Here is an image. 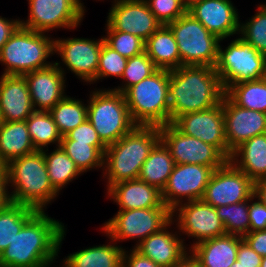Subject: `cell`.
<instances>
[{"instance_id":"ffe728a7","label":"cell","mask_w":266,"mask_h":267,"mask_svg":"<svg viewBox=\"0 0 266 267\" xmlns=\"http://www.w3.org/2000/svg\"><path fill=\"white\" fill-rule=\"evenodd\" d=\"M187 13L221 41L239 33L240 17L231 0L193 1L187 5Z\"/></svg>"},{"instance_id":"30bf717a","label":"cell","mask_w":266,"mask_h":267,"mask_svg":"<svg viewBox=\"0 0 266 267\" xmlns=\"http://www.w3.org/2000/svg\"><path fill=\"white\" fill-rule=\"evenodd\" d=\"M117 212L113 218L103 224V232L113 241L122 242L138 238L133 248L153 233L160 231L172 220L171 209L165 204L159 208L118 210Z\"/></svg>"},{"instance_id":"9a60e30c","label":"cell","mask_w":266,"mask_h":267,"mask_svg":"<svg viewBox=\"0 0 266 267\" xmlns=\"http://www.w3.org/2000/svg\"><path fill=\"white\" fill-rule=\"evenodd\" d=\"M171 214L172 221L177 222L178 232L197 239L189 248L202 241L226 234L216 208L202 200L182 203L171 210Z\"/></svg>"},{"instance_id":"8d00e7d4","label":"cell","mask_w":266,"mask_h":267,"mask_svg":"<svg viewBox=\"0 0 266 267\" xmlns=\"http://www.w3.org/2000/svg\"><path fill=\"white\" fill-rule=\"evenodd\" d=\"M226 234L244 237L250 231L249 199L241 203L215 207Z\"/></svg>"},{"instance_id":"ee69618b","label":"cell","mask_w":266,"mask_h":267,"mask_svg":"<svg viewBox=\"0 0 266 267\" xmlns=\"http://www.w3.org/2000/svg\"><path fill=\"white\" fill-rule=\"evenodd\" d=\"M249 221L250 231L266 229V205L254 195L249 198Z\"/></svg>"},{"instance_id":"d4e9b609","label":"cell","mask_w":266,"mask_h":267,"mask_svg":"<svg viewBox=\"0 0 266 267\" xmlns=\"http://www.w3.org/2000/svg\"><path fill=\"white\" fill-rule=\"evenodd\" d=\"M243 237L224 234L195 244L190 255L201 267H231Z\"/></svg>"},{"instance_id":"d6986e66","label":"cell","mask_w":266,"mask_h":267,"mask_svg":"<svg viewBox=\"0 0 266 267\" xmlns=\"http://www.w3.org/2000/svg\"><path fill=\"white\" fill-rule=\"evenodd\" d=\"M223 114L226 144L231 153L248 139L266 133V113L242 108L226 94L223 96Z\"/></svg>"},{"instance_id":"4dcf8cb0","label":"cell","mask_w":266,"mask_h":267,"mask_svg":"<svg viewBox=\"0 0 266 267\" xmlns=\"http://www.w3.org/2000/svg\"><path fill=\"white\" fill-rule=\"evenodd\" d=\"M37 212L34 208L13 202L0 209V254Z\"/></svg>"},{"instance_id":"44dd1931","label":"cell","mask_w":266,"mask_h":267,"mask_svg":"<svg viewBox=\"0 0 266 267\" xmlns=\"http://www.w3.org/2000/svg\"><path fill=\"white\" fill-rule=\"evenodd\" d=\"M60 63L24 74L35 111H50L66 96V74Z\"/></svg>"},{"instance_id":"11a10c76","label":"cell","mask_w":266,"mask_h":267,"mask_svg":"<svg viewBox=\"0 0 266 267\" xmlns=\"http://www.w3.org/2000/svg\"><path fill=\"white\" fill-rule=\"evenodd\" d=\"M263 79L266 81V59H265V67H264V76Z\"/></svg>"},{"instance_id":"db71d44e","label":"cell","mask_w":266,"mask_h":267,"mask_svg":"<svg viewBox=\"0 0 266 267\" xmlns=\"http://www.w3.org/2000/svg\"><path fill=\"white\" fill-rule=\"evenodd\" d=\"M260 267H266V256L262 257V261H261Z\"/></svg>"},{"instance_id":"9f6ffc18","label":"cell","mask_w":266,"mask_h":267,"mask_svg":"<svg viewBox=\"0 0 266 267\" xmlns=\"http://www.w3.org/2000/svg\"><path fill=\"white\" fill-rule=\"evenodd\" d=\"M0 170H6L5 165L0 161Z\"/></svg>"},{"instance_id":"b9f144b4","label":"cell","mask_w":266,"mask_h":267,"mask_svg":"<svg viewBox=\"0 0 266 267\" xmlns=\"http://www.w3.org/2000/svg\"><path fill=\"white\" fill-rule=\"evenodd\" d=\"M156 19L167 25L187 12L185 0H145Z\"/></svg>"},{"instance_id":"f907efd6","label":"cell","mask_w":266,"mask_h":267,"mask_svg":"<svg viewBox=\"0 0 266 267\" xmlns=\"http://www.w3.org/2000/svg\"><path fill=\"white\" fill-rule=\"evenodd\" d=\"M254 196L266 205V177L254 182Z\"/></svg>"},{"instance_id":"7402d4cb","label":"cell","mask_w":266,"mask_h":267,"mask_svg":"<svg viewBox=\"0 0 266 267\" xmlns=\"http://www.w3.org/2000/svg\"><path fill=\"white\" fill-rule=\"evenodd\" d=\"M172 224L174 222L171 220L160 231L153 233L135 247L159 267H175L190 254L184 245L185 240L180 239L176 232H169L168 228Z\"/></svg>"},{"instance_id":"ba28073f","label":"cell","mask_w":266,"mask_h":267,"mask_svg":"<svg viewBox=\"0 0 266 267\" xmlns=\"http://www.w3.org/2000/svg\"><path fill=\"white\" fill-rule=\"evenodd\" d=\"M167 26L177 42L181 66L215 67L221 40L202 23L186 12Z\"/></svg>"},{"instance_id":"2e32d148","label":"cell","mask_w":266,"mask_h":267,"mask_svg":"<svg viewBox=\"0 0 266 267\" xmlns=\"http://www.w3.org/2000/svg\"><path fill=\"white\" fill-rule=\"evenodd\" d=\"M97 40L79 37L54 39V53L60 55L62 63H64L67 70L73 72L87 84L96 82L99 56L104 37Z\"/></svg>"},{"instance_id":"d590c367","label":"cell","mask_w":266,"mask_h":267,"mask_svg":"<svg viewBox=\"0 0 266 267\" xmlns=\"http://www.w3.org/2000/svg\"><path fill=\"white\" fill-rule=\"evenodd\" d=\"M60 147L82 173L95 168L104 169V153L107 147H94L74 140H61Z\"/></svg>"},{"instance_id":"ab89813d","label":"cell","mask_w":266,"mask_h":267,"mask_svg":"<svg viewBox=\"0 0 266 267\" xmlns=\"http://www.w3.org/2000/svg\"><path fill=\"white\" fill-rule=\"evenodd\" d=\"M104 42L125 58H131L144 52L145 42L130 33L116 30H107Z\"/></svg>"},{"instance_id":"8992f818","label":"cell","mask_w":266,"mask_h":267,"mask_svg":"<svg viewBox=\"0 0 266 267\" xmlns=\"http://www.w3.org/2000/svg\"><path fill=\"white\" fill-rule=\"evenodd\" d=\"M19 26L0 50L3 75H24L49 67L46 61L54 55V39L48 34Z\"/></svg>"},{"instance_id":"484cf974","label":"cell","mask_w":266,"mask_h":267,"mask_svg":"<svg viewBox=\"0 0 266 267\" xmlns=\"http://www.w3.org/2000/svg\"><path fill=\"white\" fill-rule=\"evenodd\" d=\"M229 160L253 182L266 177V133L242 143Z\"/></svg>"},{"instance_id":"816d5d0a","label":"cell","mask_w":266,"mask_h":267,"mask_svg":"<svg viewBox=\"0 0 266 267\" xmlns=\"http://www.w3.org/2000/svg\"><path fill=\"white\" fill-rule=\"evenodd\" d=\"M175 267H201L191 255H188L181 263Z\"/></svg>"},{"instance_id":"681fc988","label":"cell","mask_w":266,"mask_h":267,"mask_svg":"<svg viewBox=\"0 0 266 267\" xmlns=\"http://www.w3.org/2000/svg\"><path fill=\"white\" fill-rule=\"evenodd\" d=\"M8 189L7 170H0V205H8L12 202Z\"/></svg>"},{"instance_id":"680465c9","label":"cell","mask_w":266,"mask_h":267,"mask_svg":"<svg viewBox=\"0 0 266 267\" xmlns=\"http://www.w3.org/2000/svg\"><path fill=\"white\" fill-rule=\"evenodd\" d=\"M186 1V4L188 5L190 3V0H185Z\"/></svg>"},{"instance_id":"4316f807","label":"cell","mask_w":266,"mask_h":267,"mask_svg":"<svg viewBox=\"0 0 266 267\" xmlns=\"http://www.w3.org/2000/svg\"><path fill=\"white\" fill-rule=\"evenodd\" d=\"M37 151L31 141L26 121L0 123V161H10Z\"/></svg>"},{"instance_id":"9c48e42d","label":"cell","mask_w":266,"mask_h":267,"mask_svg":"<svg viewBox=\"0 0 266 267\" xmlns=\"http://www.w3.org/2000/svg\"><path fill=\"white\" fill-rule=\"evenodd\" d=\"M265 59L266 55L239 37L224 50L219 44L215 71L226 91L233 84L262 79Z\"/></svg>"},{"instance_id":"603a6c76","label":"cell","mask_w":266,"mask_h":267,"mask_svg":"<svg viewBox=\"0 0 266 267\" xmlns=\"http://www.w3.org/2000/svg\"><path fill=\"white\" fill-rule=\"evenodd\" d=\"M34 111L24 75L2 74L0 77L1 121H26Z\"/></svg>"},{"instance_id":"f6af8a7d","label":"cell","mask_w":266,"mask_h":267,"mask_svg":"<svg viewBox=\"0 0 266 267\" xmlns=\"http://www.w3.org/2000/svg\"><path fill=\"white\" fill-rule=\"evenodd\" d=\"M237 260L243 267H260L262 257L242 239L238 246Z\"/></svg>"},{"instance_id":"7bdbcfd3","label":"cell","mask_w":266,"mask_h":267,"mask_svg":"<svg viewBox=\"0 0 266 267\" xmlns=\"http://www.w3.org/2000/svg\"><path fill=\"white\" fill-rule=\"evenodd\" d=\"M61 140H74L77 142L88 143L94 147H107L99 138L96 130L87 119L75 129L62 136Z\"/></svg>"},{"instance_id":"7dc6e473","label":"cell","mask_w":266,"mask_h":267,"mask_svg":"<svg viewBox=\"0 0 266 267\" xmlns=\"http://www.w3.org/2000/svg\"><path fill=\"white\" fill-rule=\"evenodd\" d=\"M243 239L258 255L266 256V229L249 231Z\"/></svg>"},{"instance_id":"5bb4252c","label":"cell","mask_w":266,"mask_h":267,"mask_svg":"<svg viewBox=\"0 0 266 267\" xmlns=\"http://www.w3.org/2000/svg\"><path fill=\"white\" fill-rule=\"evenodd\" d=\"M213 172L210 166L175 164L162 191L163 203L173 210L185 201L201 200Z\"/></svg>"},{"instance_id":"f1b7e54d","label":"cell","mask_w":266,"mask_h":267,"mask_svg":"<svg viewBox=\"0 0 266 267\" xmlns=\"http://www.w3.org/2000/svg\"><path fill=\"white\" fill-rule=\"evenodd\" d=\"M112 242L69 254L62 267H122L125 249Z\"/></svg>"},{"instance_id":"1f68e13d","label":"cell","mask_w":266,"mask_h":267,"mask_svg":"<svg viewBox=\"0 0 266 267\" xmlns=\"http://www.w3.org/2000/svg\"><path fill=\"white\" fill-rule=\"evenodd\" d=\"M48 171L51 185L58 191L66 184L77 178L82 172L78 169L74 161L64 152L61 147H56L53 152L48 153V148L41 150ZM47 152V153H46Z\"/></svg>"},{"instance_id":"bcb514c9","label":"cell","mask_w":266,"mask_h":267,"mask_svg":"<svg viewBox=\"0 0 266 267\" xmlns=\"http://www.w3.org/2000/svg\"><path fill=\"white\" fill-rule=\"evenodd\" d=\"M129 251H124L122 267H159L151 259L143 256L135 248Z\"/></svg>"},{"instance_id":"4fadbf2b","label":"cell","mask_w":266,"mask_h":267,"mask_svg":"<svg viewBox=\"0 0 266 267\" xmlns=\"http://www.w3.org/2000/svg\"><path fill=\"white\" fill-rule=\"evenodd\" d=\"M254 195V182L230 160L214 170L202 201L213 207L241 203Z\"/></svg>"},{"instance_id":"74e56055","label":"cell","mask_w":266,"mask_h":267,"mask_svg":"<svg viewBox=\"0 0 266 267\" xmlns=\"http://www.w3.org/2000/svg\"><path fill=\"white\" fill-rule=\"evenodd\" d=\"M258 12L245 23L239 24L240 37L258 52L266 55V5L257 7Z\"/></svg>"},{"instance_id":"f546056e","label":"cell","mask_w":266,"mask_h":267,"mask_svg":"<svg viewBox=\"0 0 266 267\" xmlns=\"http://www.w3.org/2000/svg\"><path fill=\"white\" fill-rule=\"evenodd\" d=\"M174 166L169 149L160 140L143 163L138 178L163 191Z\"/></svg>"},{"instance_id":"e0dca14e","label":"cell","mask_w":266,"mask_h":267,"mask_svg":"<svg viewBox=\"0 0 266 267\" xmlns=\"http://www.w3.org/2000/svg\"><path fill=\"white\" fill-rule=\"evenodd\" d=\"M106 21V30L130 33L144 42L162 25L145 0H114Z\"/></svg>"},{"instance_id":"6da1fadb","label":"cell","mask_w":266,"mask_h":267,"mask_svg":"<svg viewBox=\"0 0 266 267\" xmlns=\"http://www.w3.org/2000/svg\"><path fill=\"white\" fill-rule=\"evenodd\" d=\"M65 226L38 211L0 254L1 267H49L57 259Z\"/></svg>"},{"instance_id":"ac0fdd59","label":"cell","mask_w":266,"mask_h":267,"mask_svg":"<svg viewBox=\"0 0 266 267\" xmlns=\"http://www.w3.org/2000/svg\"><path fill=\"white\" fill-rule=\"evenodd\" d=\"M172 124L184 135L199 138L217 147L230 159L232 153L226 144L223 98L218 105L207 110L186 113L179 116Z\"/></svg>"},{"instance_id":"e575fe53","label":"cell","mask_w":266,"mask_h":267,"mask_svg":"<svg viewBox=\"0 0 266 267\" xmlns=\"http://www.w3.org/2000/svg\"><path fill=\"white\" fill-rule=\"evenodd\" d=\"M62 136L87 120V105L75 97L65 96L50 111Z\"/></svg>"},{"instance_id":"cb8c5ba5","label":"cell","mask_w":266,"mask_h":267,"mask_svg":"<svg viewBox=\"0 0 266 267\" xmlns=\"http://www.w3.org/2000/svg\"><path fill=\"white\" fill-rule=\"evenodd\" d=\"M119 210L159 208L164 205L162 191L137 179L119 182L107 191Z\"/></svg>"},{"instance_id":"6f0895ef","label":"cell","mask_w":266,"mask_h":267,"mask_svg":"<svg viewBox=\"0 0 266 267\" xmlns=\"http://www.w3.org/2000/svg\"><path fill=\"white\" fill-rule=\"evenodd\" d=\"M83 7H84V3L81 2V0H77Z\"/></svg>"},{"instance_id":"f35d334b","label":"cell","mask_w":266,"mask_h":267,"mask_svg":"<svg viewBox=\"0 0 266 267\" xmlns=\"http://www.w3.org/2000/svg\"><path fill=\"white\" fill-rule=\"evenodd\" d=\"M157 69L158 68L154 65L152 59L145 51L139 55L128 58L125 70L121 77L123 80L122 85L117 88H113V90L124 93L129 87L139 83L146 77H149Z\"/></svg>"},{"instance_id":"277c9868","label":"cell","mask_w":266,"mask_h":267,"mask_svg":"<svg viewBox=\"0 0 266 267\" xmlns=\"http://www.w3.org/2000/svg\"><path fill=\"white\" fill-rule=\"evenodd\" d=\"M5 167L8 186L13 187L9 192L13 203L45 211L46 205L60 194L51 185L42 151L14 159Z\"/></svg>"},{"instance_id":"60d3db41","label":"cell","mask_w":266,"mask_h":267,"mask_svg":"<svg viewBox=\"0 0 266 267\" xmlns=\"http://www.w3.org/2000/svg\"><path fill=\"white\" fill-rule=\"evenodd\" d=\"M126 63L127 58L123 57L103 42L99 56L96 81L109 76L121 78L125 70Z\"/></svg>"},{"instance_id":"836d02e7","label":"cell","mask_w":266,"mask_h":267,"mask_svg":"<svg viewBox=\"0 0 266 267\" xmlns=\"http://www.w3.org/2000/svg\"><path fill=\"white\" fill-rule=\"evenodd\" d=\"M225 94L238 106L266 113V81H244L231 85Z\"/></svg>"},{"instance_id":"8fae6325","label":"cell","mask_w":266,"mask_h":267,"mask_svg":"<svg viewBox=\"0 0 266 267\" xmlns=\"http://www.w3.org/2000/svg\"><path fill=\"white\" fill-rule=\"evenodd\" d=\"M28 4V20H20V26L42 33L77 28L86 10L77 0H28Z\"/></svg>"},{"instance_id":"c3c4849f","label":"cell","mask_w":266,"mask_h":267,"mask_svg":"<svg viewBox=\"0 0 266 267\" xmlns=\"http://www.w3.org/2000/svg\"><path fill=\"white\" fill-rule=\"evenodd\" d=\"M19 26V19L8 20L0 16V50Z\"/></svg>"},{"instance_id":"3957f363","label":"cell","mask_w":266,"mask_h":267,"mask_svg":"<svg viewBox=\"0 0 266 267\" xmlns=\"http://www.w3.org/2000/svg\"><path fill=\"white\" fill-rule=\"evenodd\" d=\"M159 141L158 126L136 125L117 142L108 145L103 169L104 178L108 179L107 190L119 182L137 179L143 163Z\"/></svg>"},{"instance_id":"7c38bea8","label":"cell","mask_w":266,"mask_h":267,"mask_svg":"<svg viewBox=\"0 0 266 267\" xmlns=\"http://www.w3.org/2000/svg\"><path fill=\"white\" fill-rule=\"evenodd\" d=\"M159 129L160 140L169 149L175 164H197L215 170L229 160L217 147L184 135L172 123L162 125Z\"/></svg>"},{"instance_id":"d6a6232c","label":"cell","mask_w":266,"mask_h":267,"mask_svg":"<svg viewBox=\"0 0 266 267\" xmlns=\"http://www.w3.org/2000/svg\"><path fill=\"white\" fill-rule=\"evenodd\" d=\"M26 124L36 150H44L51 143L60 147L62 135L49 111H34L26 119Z\"/></svg>"},{"instance_id":"5b68a950","label":"cell","mask_w":266,"mask_h":267,"mask_svg":"<svg viewBox=\"0 0 266 267\" xmlns=\"http://www.w3.org/2000/svg\"><path fill=\"white\" fill-rule=\"evenodd\" d=\"M169 81L170 70L157 69L124 92L131 119L136 125L160 127L170 123Z\"/></svg>"},{"instance_id":"7a4b0ae2","label":"cell","mask_w":266,"mask_h":267,"mask_svg":"<svg viewBox=\"0 0 266 267\" xmlns=\"http://www.w3.org/2000/svg\"><path fill=\"white\" fill-rule=\"evenodd\" d=\"M225 90L211 66H180L170 70V123L186 113L207 110L218 105Z\"/></svg>"},{"instance_id":"f5cc1de1","label":"cell","mask_w":266,"mask_h":267,"mask_svg":"<svg viewBox=\"0 0 266 267\" xmlns=\"http://www.w3.org/2000/svg\"><path fill=\"white\" fill-rule=\"evenodd\" d=\"M231 267H243V266L241 265V263H240L238 260H236V261L231 265Z\"/></svg>"},{"instance_id":"52a82bcc","label":"cell","mask_w":266,"mask_h":267,"mask_svg":"<svg viewBox=\"0 0 266 267\" xmlns=\"http://www.w3.org/2000/svg\"><path fill=\"white\" fill-rule=\"evenodd\" d=\"M91 93L87 119L106 146L117 142L136 126L131 119L124 93L113 89H98Z\"/></svg>"},{"instance_id":"83f0119b","label":"cell","mask_w":266,"mask_h":267,"mask_svg":"<svg viewBox=\"0 0 266 267\" xmlns=\"http://www.w3.org/2000/svg\"><path fill=\"white\" fill-rule=\"evenodd\" d=\"M144 51L158 69L173 70L181 66L177 42L167 25H161L145 41Z\"/></svg>"}]
</instances>
